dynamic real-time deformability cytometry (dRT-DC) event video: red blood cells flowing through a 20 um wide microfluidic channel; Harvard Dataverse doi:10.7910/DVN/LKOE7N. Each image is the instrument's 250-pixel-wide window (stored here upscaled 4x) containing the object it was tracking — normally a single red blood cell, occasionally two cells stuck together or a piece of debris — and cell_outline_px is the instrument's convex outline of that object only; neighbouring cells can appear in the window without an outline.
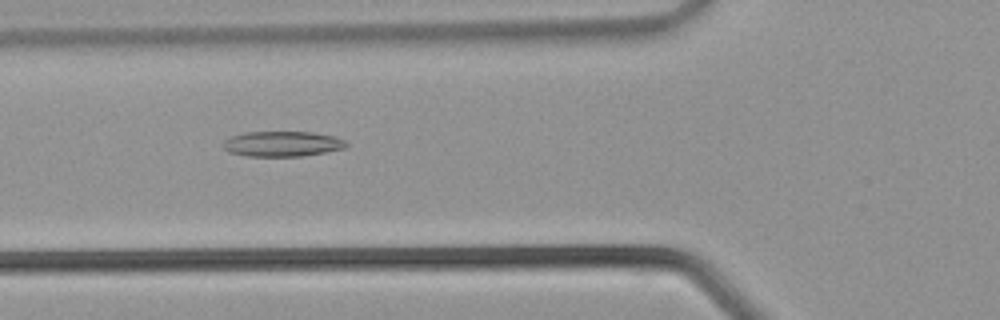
{"species": "common noctule bat (a hibernating species)", "species_latin": "Nyctalus noctula", "temperature_condition": "warm", "stored_images_in_passage": 34, "camera_frame_rate_fps": 3000, "um_per_image_px": 0.085, "animal": {"sex": "male", "body_mass_g": 21.5, "forearm_length_mm": 52.0}, "frame": {"image": 1, "passage_image": 13, "time_ms": 4.0, "image_size_px": [1000, 320], "cell_outline_px": [[348, 144], [344, 148], [324, 152], [300, 156], [244, 156], [228, 152], [224, 148], [224, 140], [232, 136], [244, 132], [312, 132], [332, 136], [344, 140]], "centroid_in_image_um": [23.96, 12.23], "position_along_channel_um": 101.8, "area_um2": 17.98}}
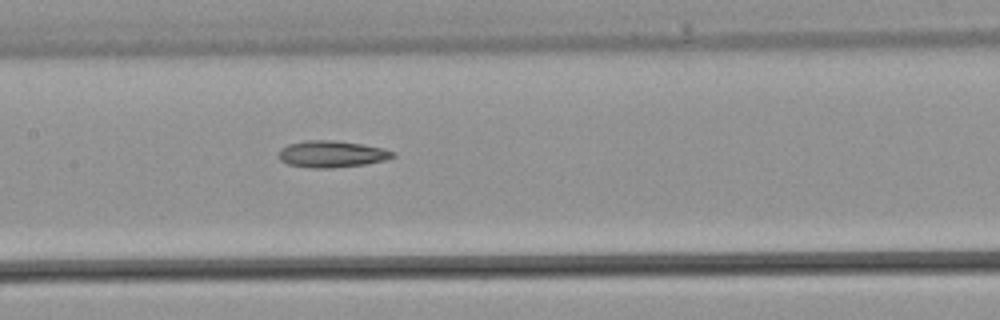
{"frame": {"image": 2, "passage_image": 17, "time_ms": 5.333, "image_size_px": [1000, 320], "cell_outline_px": [[396, 156], [384, 160], [364, 164], [332, 168], [312, 168], [288, 164], [280, 160], [280, 148], [288, 144], [304, 140], [336, 140], [384, 148], [396, 152]], "centroid_in_image_um": [28.21, 13.09], "position_along_channel_um": 179.2, "area_um2": 17.74}}
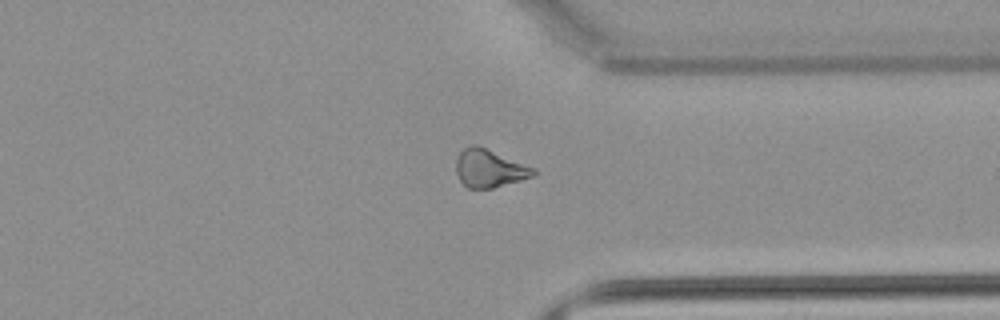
{"frame": {"image": 3, "passage_image": 27, "time_ms": 8.667, "image_size_px": [1000, 320], "cell_outline_px": [[536, 176], [492, 188], [468, 188], [460, 180], [456, 172], [456, 160], [460, 152], [464, 148], [472, 144], [480, 144], [536, 168]], "centroid_in_image_um": [41.63, 14.28], "position_along_channel_um": 369.8, "area_um2": 17.46}}